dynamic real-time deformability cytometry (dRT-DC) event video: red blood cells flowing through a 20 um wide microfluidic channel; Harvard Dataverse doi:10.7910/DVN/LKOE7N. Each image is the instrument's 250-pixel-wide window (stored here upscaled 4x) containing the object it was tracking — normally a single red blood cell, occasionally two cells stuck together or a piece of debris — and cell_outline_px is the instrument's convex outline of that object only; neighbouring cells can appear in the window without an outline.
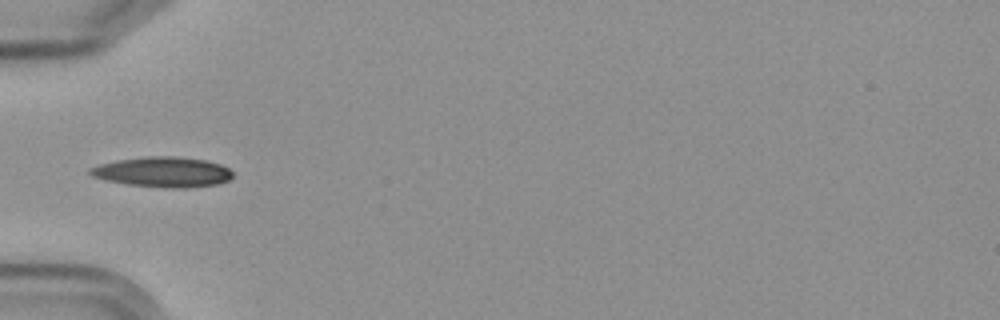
{"species": "Egyptian fruit bat (a non-hibernating species)", "species_latin": "Rousettus aegyptiacus", "temperature_condition": "cold", "stored_images_in_passage": 9, "camera_frame_rate_fps": 3000, "um_per_image_px": 0.085, "frame": {"image": 1, "passage_image": 4, "time_ms": 3.667, "image_size_px": [1000, 320], "cell_outline_px": [[232, 176], [228, 180], [216, 184], [184, 188], [168, 188], [128, 184], [108, 180], [92, 176], [88, 172], [88, 168], [100, 164], [116, 160], [144, 156], [176, 156], [204, 160], [220, 164], [228, 168], [232, 172]], "centroid_in_image_um": [13.82, 14.61], "position_along_channel_um": 71.2, "area_um2": 24.97}}
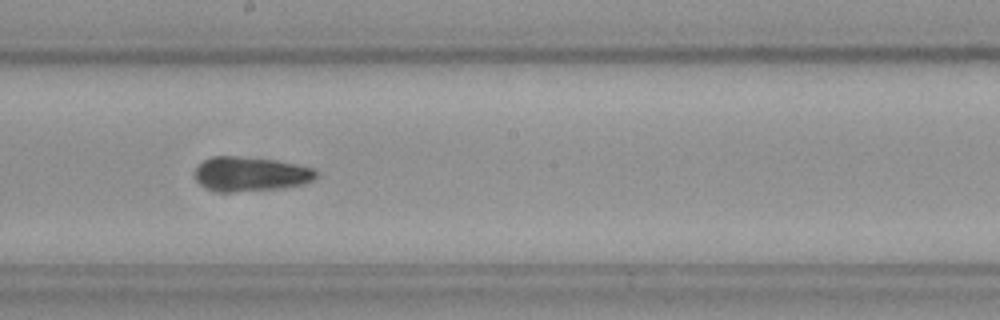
{"frame": {"image": 2, "passage_image": 8, "time_ms": 8.0, "image_size_px": [1000, 320], "cell_outline_px": [[316, 176], [312, 180], [304, 184], [284, 188], [236, 192], [224, 192], [208, 188], [200, 184], [192, 176], [192, 172], [204, 160], [216, 156], [240, 156], [276, 160], [296, 164], [312, 168], [316, 172]], "centroid_in_image_um": [21.27, 14.79], "position_along_channel_um": 226.9, "area_um2": 24.45}}
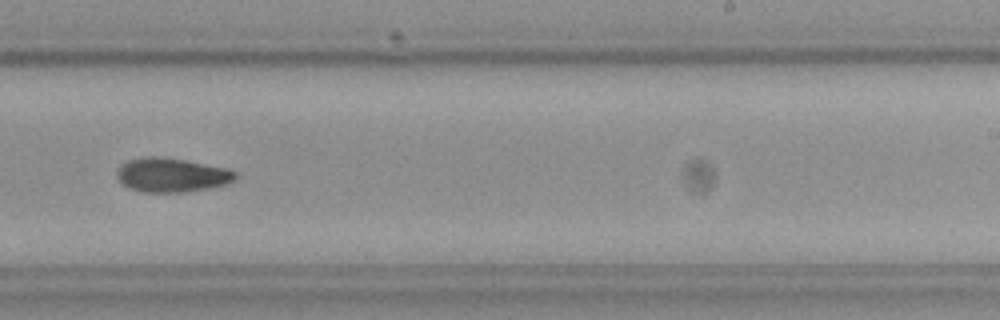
{"frame": {"image": 3, "passage_image": 9, "time_ms": 9.333, "image_size_px": [1000, 320], "cell_outline_px": [[240, 176], [236, 180], [228, 184], [212, 188], [188, 192], [144, 192], [128, 188], [116, 176], [116, 172], [120, 164], [128, 160], [144, 156], [156, 156], [184, 160], [228, 168], [236, 172]], "centroid_in_image_um": [14.64, 14.88], "position_along_channel_um": 274.4, "area_um2": 23.93}}